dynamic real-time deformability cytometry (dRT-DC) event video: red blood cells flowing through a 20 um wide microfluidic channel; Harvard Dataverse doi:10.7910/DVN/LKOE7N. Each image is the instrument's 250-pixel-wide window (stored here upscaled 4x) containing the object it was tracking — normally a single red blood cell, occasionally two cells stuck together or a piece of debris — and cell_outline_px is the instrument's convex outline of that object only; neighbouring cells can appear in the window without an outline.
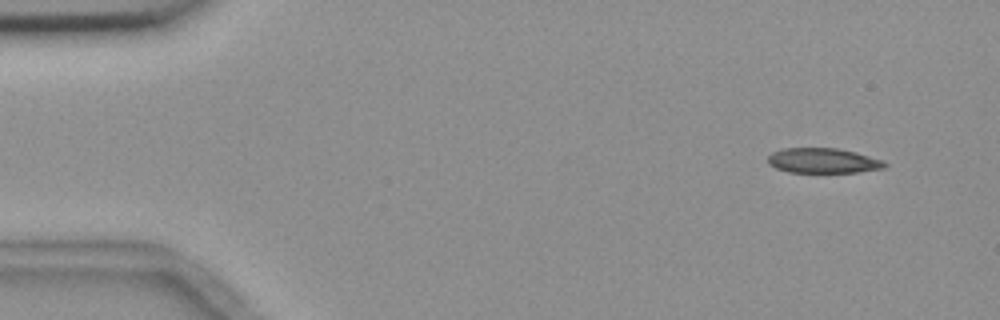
{"species": "common noctule bat (a hibernating species)", "species_latin": "Nyctalus noctula", "temperature_condition": "room temperature", "stored_images_in_passage": 3, "camera_frame_rate_fps": 3000, "um_per_image_px": 0.085, "animal": {"sex": "female", "body_mass_g": 18.4}, "frame": {"image": 1, "passage_image": 1, "time_ms": 0.0, "image_size_px": [1000, 320], "cell_outline_px": [[888, 164], [884, 168], [856, 172], [788, 172], [776, 168], [768, 164], [768, 156], [772, 152], [784, 148], [836, 148], [856, 152], [884, 160]], "centroid_in_image_um": [69.96, 13.65], "position_along_channel_um": 15.0, "area_um2": 17.05}}
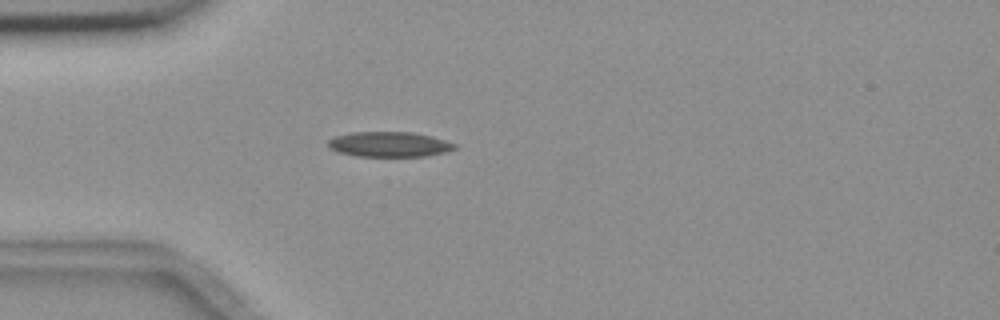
{"frame": {"image": 2, "passage_image": 3, "time_ms": 3.667, "image_size_px": [1000, 320], "cell_outline_px": [[456, 148], [444, 152], [428, 156], [356, 156], [336, 152], [328, 148], [328, 140], [336, 136], [352, 132], [412, 132], [444, 140], [456, 144]], "centroid_in_image_um": [33.03, 12.27], "position_along_channel_um": 52.0, "area_um2": 18.44}}